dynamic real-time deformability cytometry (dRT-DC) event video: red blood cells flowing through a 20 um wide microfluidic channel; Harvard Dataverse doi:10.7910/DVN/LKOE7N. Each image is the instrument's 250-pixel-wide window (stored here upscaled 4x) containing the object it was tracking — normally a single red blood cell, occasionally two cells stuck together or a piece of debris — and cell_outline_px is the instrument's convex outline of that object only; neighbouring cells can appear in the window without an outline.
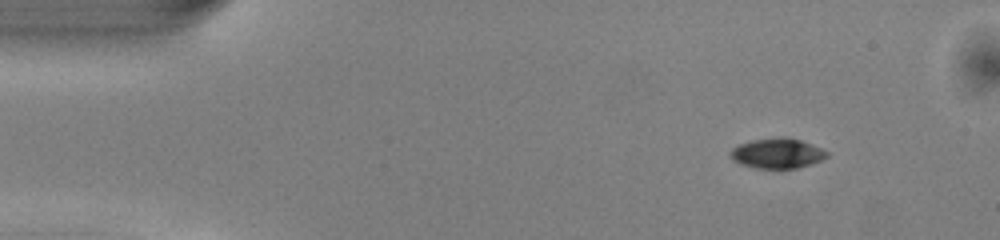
{"species": "common noctule bat (a hibernating species)", "species_latin": "Nyctalus noctula", "temperature_condition": "warm", "stored_images_in_passage": 44, "camera_frame_rate_fps": 3000, "um_per_image_px": 0.085, "animal": {"sex": "male", "body_mass_g": 13.0, "forearm_length_mm": 53.1}, "frame": {"image": 1, "passage_image": 1, "time_ms": 0.0, "image_size_px": [1000, 240], "cell_outline_px": [[828, 156], [812, 164], [796, 168], [756, 168], [740, 164], [732, 160], [728, 156], [728, 152], [732, 148], [740, 144], [752, 140], [780, 136], [784, 136], [800, 140], [820, 148], [828, 152]], "centroid_in_image_um": [66.01, 13.03], "position_along_channel_um": 19.0, "area_um2": 16.99}}
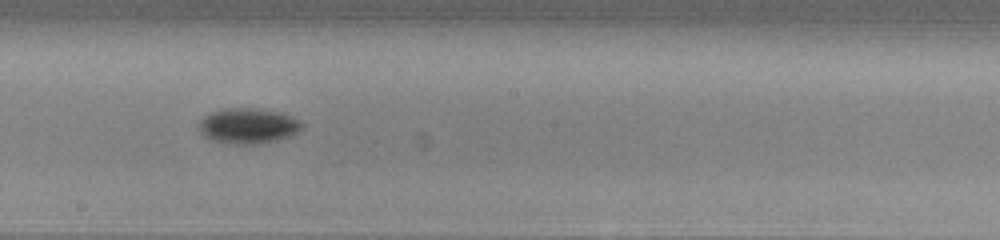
{"frame": {"image": 2, "passage_image": 23, "time_ms": 7.333, "image_size_px": [1000, 240], "cell_outline_px": [[304, 124], [292, 136], [260, 144], [236, 144], [208, 140], [196, 128], [200, 120], [204, 116], [212, 112], [224, 108], [264, 108], [284, 112], [300, 120]], "centroid_in_image_um": [21.08, 10.69], "position_along_channel_um": 227.1, "area_um2": 21.79}}
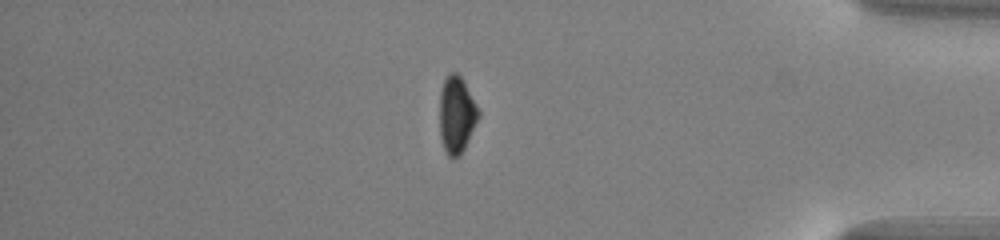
{"frame": {"image": 3, "passage_image": 38, "time_ms": 12.333, "image_size_px": [1000, 240], "cell_outline_px": [[480, 116], [464, 148], [456, 156], [448, 156], [444, 148], [440, 136], [440, 92], [444, 80], [448, 72], [456, 72], [460, 76], [476, 104], [480, 112]], "centroid_in_image_um": [38.8, 9.71], "position_along_channel_um": 396.4, "area_um2": 17.05}}